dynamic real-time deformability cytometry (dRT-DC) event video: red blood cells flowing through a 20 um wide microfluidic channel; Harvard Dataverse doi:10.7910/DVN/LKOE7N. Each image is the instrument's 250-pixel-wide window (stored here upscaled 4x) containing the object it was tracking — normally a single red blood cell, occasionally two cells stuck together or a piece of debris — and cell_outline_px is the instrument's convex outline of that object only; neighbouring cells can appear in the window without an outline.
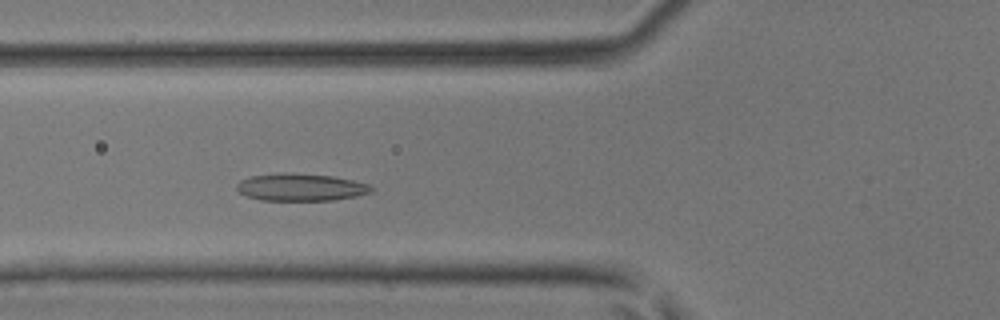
{"species": "common noctule bat (a hibernating species)", "species_latin": "Nyctalus noctula", "temperature_condition": "room temperature", "stored_images_in_passage": 41, "camera_frame_rate_fps": 3000, "um_per_image_px": 0.085, "animal": {"sex": "male", "body_mass_g": 17.9, "forearm_length_mm": 54.2}, "frame": {"image": 1, "passage_image": 11, "time_ms": 3.333, "image_size_px": [1000, 320], "cell_outline_px": [[372, 192], [356, 196], [332, 200], [260, 200], [248, 196], [240, 192], [236, 188], [236, 184], [240, 180], [252, 176], [332, 176], [352, 180], [368, 184], [372, 188]], "centroid_in_image_um": [25.6, 15.97], "position_along_channel_um": 100.2, "area_um2": 20.11}}
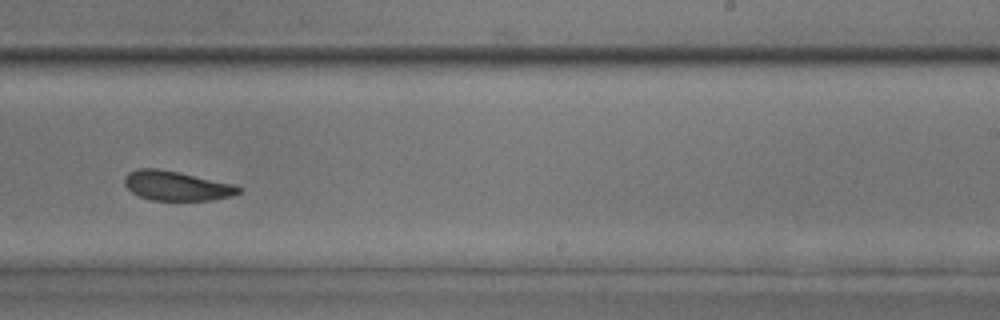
{"frame": {"image": 2, "passage_image": 23, "time_ms": 7.333, "image_size_px": [1000, 320], "cell_outline_px": [[240, 192], [232, 196], [212, 200], [152, 200], [140, 196], [132, 192], [124, 184], [124, 176], [128, 172], [136, 168], [156, 168], [236, 184], [240, 188]], "centroid_in_image_um": [14.99, 15.79], "position_along_channel_um": 274.0, "area_um2": 19.54}}
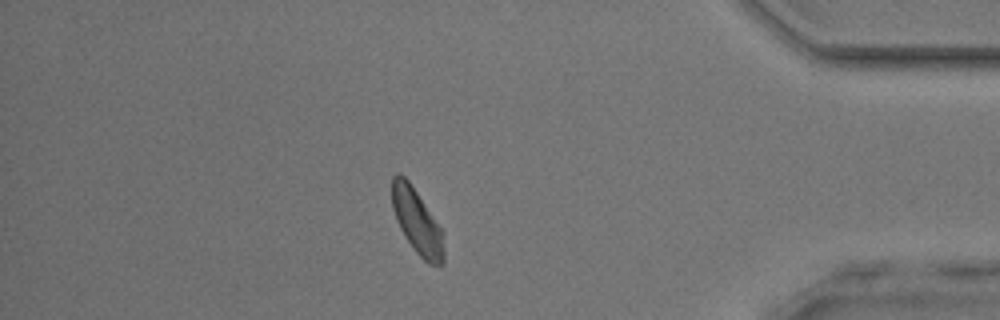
{"frame": {"image": 3, "passage_image": 34, "time_ms": 11.0, "image_size_px": [1000, 320], "cell_outline_px": [[444, 264], [428, 264], [416, 252], [404, 236], [396, 220], [392, 208], [392, 176], [396, 172], [400, 172], [408, 180], [444, 232]], "centroid_in_image_um": [35.44, 18.83], "position_along_channel_um": 399.8, "area_um2": 19.65}}